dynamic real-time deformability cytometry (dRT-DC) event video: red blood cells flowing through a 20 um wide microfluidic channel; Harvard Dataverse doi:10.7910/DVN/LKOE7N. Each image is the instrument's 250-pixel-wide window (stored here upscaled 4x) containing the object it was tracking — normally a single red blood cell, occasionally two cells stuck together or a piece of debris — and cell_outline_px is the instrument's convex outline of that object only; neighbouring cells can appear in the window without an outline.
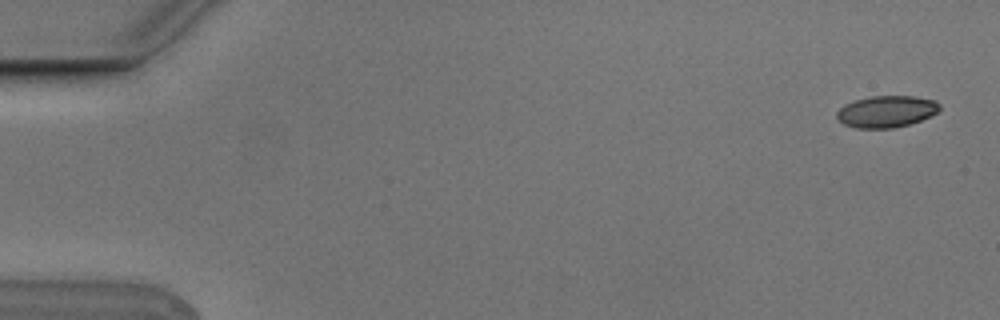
{"species": "Egyptian fruit bat (a non-hibernating species)", "species_latin": "Rousettus aegyptiacus", "temperature_condition": "cold", "stored_images_in_passage": 5, "camera_frame_rate_fps": 3000, "um_per_image_px": 0.085, "animal": {"sex": "male"}, "frame": {"image": 1, "passage_image": 1, "time_ms": 0.0, "image_size_px": [1000, 320], "cell_outline_px": [[940, 108], [932, 116], [908, 124], [892, 128], [856, 128], [844, 124], [836, 116], [836, 112], [844, 104], [856, 100], [872, 96], [912, 96], [936, 100], [940, 104]], "centroid_in_image_um": [75.35, 9.47], "position_along_channel_um": 9.6, "area_um2": 18.9}}
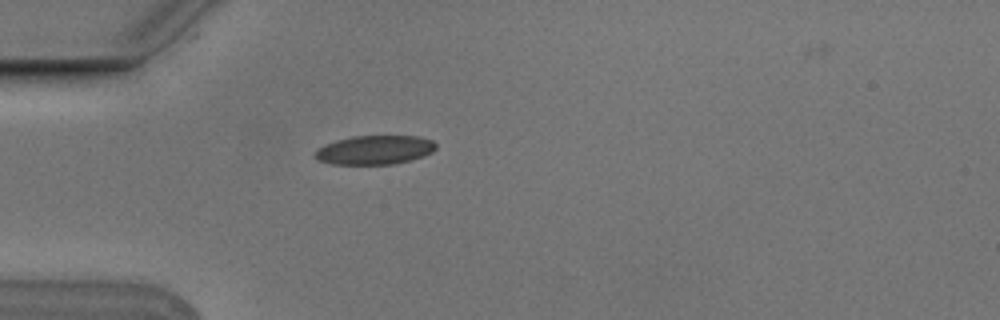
{"frame": {"image": 2, "passage_image": 5, "time_ms": 1.333, "image_size_px": [1000, 320], "cell_outline_px": [[436, 148], [432, 152], [424, 156], [392, 164], [332, 164], [316, 160], [312, 156], [312, 152], [316, 148], [324, 144], [336, 140], [352, 136], [420, 136], [432, 140], [436, 144]], "centroid_in_image_um": [31.78, 12.74], "position_along_channel_um": 53.2, "area_um2": 20.69}}